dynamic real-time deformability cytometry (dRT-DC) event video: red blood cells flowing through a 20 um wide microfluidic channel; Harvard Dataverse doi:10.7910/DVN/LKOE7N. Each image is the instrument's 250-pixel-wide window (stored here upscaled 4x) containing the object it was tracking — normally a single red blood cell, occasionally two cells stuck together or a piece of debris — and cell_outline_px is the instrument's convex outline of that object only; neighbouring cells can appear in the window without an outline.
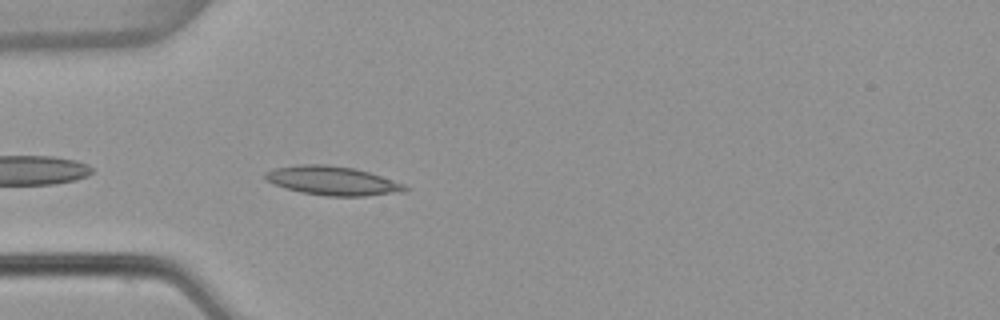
{"species": "common noctule bat (a hibernating species)", "species_latin": "Nyctalus noctula", "temperature_condition": "warm", "stored_images_in_passage": 3, "camera_frame_rate_fps": 3000, "um_per_image_px": 0.085, "animal": {"sex": "female", "body_mass_g": 22.7, "forearm_length_mm": 54.2}, "frame": {"image": 1, "passage_image": 3, "time_ms": 0.667, "image_size_px": [1000, 320], "cell_outline_px": [[408, 192], [364, 196], [324, 196], [300, 192], [284, 188], [268, 180], [264, 176], [264, 172], [276, 168], [300, 164], [328, 164], [352, 168], [368, 172], [404, 184], [408, 188]], "centroid_in_image_um": [28.28, 15.37], "position_along_channel_um": 56.7, "area_um2": 23.52}}